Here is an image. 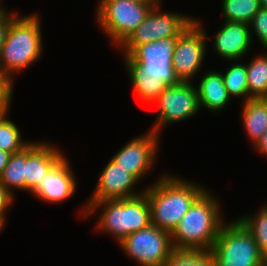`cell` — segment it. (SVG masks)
I'll return each mask as SVG.
<instances>
[{"mask_svg":"<svg viewBox=\"0 0 267 266\" xmlns=\"http://www.w3.org/2000/svg\"><path fill=\"white\" fill-rule=\"evenodd\" d=\"M207 32L196 19L178 36L172 67L180 82H191L200 70L207 50ZM206 49V50H205Z\"/></svg>","mask_w":267,"mask_h":266,"instance_id":"cell-10","label":"cell"},{"mask_svg":"<svg viewBox=\"0 0 267 266\" xmlns=\"http://www.w3.org/2000/svg\"><path fill=\"white\" fill-rule=\"evenodd\" d=\"M4 224H6L5 218L0 214V232L3 230Z\"/></svg>","mask_w":267,"mask_h":266,"instance_id":"cell-33","label":"cell"},{"mask_svg":"<svg viewBox=\"0 0 267 266\" xmlns=\"http://www.w3.org/2000/svg\"><path fill=\"white\" fill-rule=\"evenodd\" d=\"M263 99L267 102V93L265 94V96L263 97Z\"/></svg>","mask_w":267,"mask_h":266,"instance_id":"cell-36","label":"cell"},{"mask_svg":"<svg viewBox=\"0 0 267 266\" xmlns=\"http://www.w3.org/2000/svg\"><path fill=\"white\" fill-rule=\"evenodd\" d=\"M218 198L206 189L171 233L174 250L210 251L224 224Z\"/></svg>","mask_w":267,"mask_h":266,"instance_id":"cell-2","label":"cell"},{"mask_svg":"<svg viewBox=\"0 0 267 266\" xmlns=\"http://www.w3.org/2000/svg\"><path fill=\"white\" fill-rule=\"evenodd\" d=\"M118 245L141 266H163L174 251L171 233L152 224L128 235Z\"/></svg>","mask_w":267,"mask_h":266,"instance_id":"cell-9","label":"cell"},{"mask_svg":"<svg viewBox=\"0 0 267 266\" xmlns=\"http://www.w3.org/2000/svg\"><path fill=\"white\" fill-rule=\"evenodd\" d=\"M155 102L159 111L151 130L158 135L162 127L189 119L200 110L197 88L191 82L168 86Z\"/></svg>","mask_w":267,"mask_h":266,"instance_id":"cell-11","label":"cell"},{"mask_svg":"<svg viewBox=\"0 0 267 266\" xmlns=\"http://www.w3.org/2000/svg\"><path fill=\"white\" fill-rule=\"evenodd\" d=\"M259 1H260L261 8L267 9V0H259Z\"/></svg>","mask_w":267,"mask_h":266,"instance_id":"cell-34","label":"cell"},{"mask_svg":"<svg viewBox=\"0 0 267 266\" xmlns=\"http://www.w3.org/2000/svg\"><path fill=\"white\" fill-rule=\"evenodd\" d=\"M178 37L146 43L137 47L130 55L123 54L129 76L160 77L168 86L177 85L179 79L172 67V54Z\"/></svg>","mask_w":267,"mask_h":266,"instance_id":"cell-7","label":"cell"},{"mask_svg":"<svg viewBox=\"0 0 267 266\" xmlns=\"http://www.w3.org/2000/svg\"><path fill=\"white\" fill-rule=\"evenodd\" d=\"M14 195L10 194L1 184H0V214L5 218L6 211L13 204Z\"/></svg>","mask_w":267,"mask_h":266,"instance_id":"cell-30","label":"cell"},{"mask_svg":"<svg viewBox=\"0 0 267 266\" xmlns=\"http://www.w3.org/2000/svg\"><path fill=\"white\" fill-rule=\"evenodd\" d=\"M39 18L37 14L22 17L17 14L11 20L0 52L2 74L13 78L40 59L43 43Z\"/></svg>","mask_w":267,"mask_h":266,"instance_id":"cell-3","label":"cell"},{"mask_svg":"<svg viewBox=\"0 0 267 266\" xmlns=\"http://www.w3.org/2000/svg\"><path fill=\"white\" fill-rule=\"evenodd\" d=\"M136 95L144 102L151 104L168 87L160 77L129 76Z\"/></svg>","mask_w":267,"mask_h":266,"instance_id":"cell-25","label":"cell"},{"mask_svg":"<svg viewBox=\"0 0 267 266\" xmlns=\"http://www.w3.org/2000/svg\"><path fill=\"white\" fill-rule=\"evenodd\" d=\"M254 146V148L258 150L259 153L267 156V131L262 135V137L256 142Z\"/></svg>","mask_w":267,"mask_h":266,"instance_id":"cell-31","label":"cell"},{"mask_svg":"<svg viewBox=\"0 0 267 266\" xmlns=\"http://www.w3.org/2000/svg\"><path fill=\"white\" fill-rule=\"evenodd\" d=\"M160 0L100 1L96 7L97 23L119 47L145 20Z\"/></svg>","mask_w":267,"mask_h":266,"instance_id":"cell-6","label":"cell"},{"mask_svg":"<svg viewBox=\"0 0 267 266\" xmlns=\"http://www.w3.org/2000/svg\"><path fill=\"white\" fill-rule=\"evenodd\" d=\"M213 38L212 45L217 55L232 63L248 54L253 37L248 23L224 21Z\"/></svg>","mask_w":267,"mask_h":266,"instance_id":"cell-15","label":"cell"},{"mask_svg":"<svg viewBox=\"0 0 267 266\" xmlns=\"http://www.w3.org/2000/svg\"><path fill=\"white\" fill-rule=\"evenodd\" d=\"M250 31L251 37L252 32L255 33L256 37L258 38L261 46L267 49V9L261 8L254 16L253 20L251 21Z\"/></svg>","mask_w":267,"mask_h":266,"instance_id":"cell-28","label":"cell"},{"mask_svg":"<svg viewBox=\"0 0 267 266\" xmlns=\"http://www.w3.org/2000/svg\"><path fill=\"white\" fill-rule=\"evenodd\" d=\"M159 135L153 130L137 138H133L123 146L113 157L119 167L128 170L138 181L145 178L155 164L159 148Z\"/></svg>","mask_w":267,"mask_h":266,"instance_id":"cell-12","label":"cell"},{"mask_svg":"<svg viewBox=\"0 0 267 266\" xmlns=\"http://www.w3.org/2000/svg\"><path fill=\"white\" fill-rule=\"evenodd\" d=\"M60 148L46 142H31L26 147V191L32 192L41 178L64 156Z\"/></svg>","mask_w":267,"mask_h":266,"instance_id":"cell-16","label":"cell"},{"mask_svg":"<svg viewBox=\"0 0 267 266\" xmlns=\"http://www.w3.org/2000/svg\"><path fill=\"white\" fill-rule=\"evenodd\" d=\"M157 180L144 190L149 200L151 223L172 233L194 201L206 189L175 175L163 174Z\"/></svg>","mask_w":267,"mask_h":266,"instance_id":"cell-1","label":"cell"},{"mask_svg":"<svg viewBox=\"0 0 267 266\" xmlns=\"http://www.w3.org/2000/svg\"><path fill=\"white\" fill-rule=\"evenodd\" d=\"M25 176L26 148L18 153L11 154L8 164L0 176V184L12 195L14 189L26 191Z\"/></svg>","mask_w":267,"mask_h":266,"instance_id":"cell-19","label":"cell"},{"mask_svg":"<svg viewBox=\"0 0 267 266\" xmlns=\"http://www.w3.org/2000/svg\"><path fill=\"white\" fill-rule=\"evenodd\" d=\"M159 1L148 13L145 20L119 46L123 53L130 55L137 47L169 37H178L195 18L181 13L162 12Z\"/></svg>","mask_w":267,"mask_h":266,"instance_id":"cell-8","label":"cell"},{"mask_svg":"<svg viewBox=\"0 0 267 266\" xmlns=\"http://www.w3.org/2000/svg\"><path fill=\"white\" fill-rule=\"evenodd\" d=\"M65 155L41 178L31 192L38 199L48 203H61L73 196L76 180Z\"/></svg>","mask_w":267,"mask_h":266,"instance_id":"cell-14","label":"cell"},{"mask_svg":"<svg viewBox=\"0 0 267 266\" xmlns=\"http://www.w3.org/2000/svg\"><path fill=\"white\" fill-rule=\"evenodd\" d=\"M255 215H242L237 218L254 237L260 253L267 260V206H261Z\"/></svg>","mask_w":267,"mask_h":266,"instance_id":"cell-23","label":"cell"},{"mask_svg":"<svg viewBox=\"0 0 267 266\" xmlns=\"http://www.w3.org/2000/svg\"><path fill=\"white\" fill-rule=\"evenodd\" d=\"M163 266H215V264L208 251L174 250Z\"/></svg>","mask_w":267,"mask_h":266,"instance_id":"cell-26","label":"cell"},{"mask_svg":"<svg viewBox=\"0 0 267 266\" xmlns=\"http://www.w3.org/2000/svg\"><path fill=\"white\" fill-rule=\"evenodd\" d=\"M7 116L8 114L0 116V150L14 154L22 151L31 142L22 139L21 131Z\"/></svg>","mask_w":267,"mask_h":266,"instance_id":"cell-24","label":"cell"},{"mask_svg":"<svg viewBox=\"0 0 267 266\" xmlns=\"http://www.w3.org/2000/svg\"><path fill=\"white\" fill-rule=\"evenodd\" d=\"M209 252L215 266H267L254 237L238 219L222 225Z\"/></svg>","mask_w":267,"mask_h":266,"instance_id":"cell-5","label":"cell"},{"mask_svg":"<svg viewBox=\"0 0 267 266\" xmlns=\"http://www.w3.org/2000/svg\"><path fill=\"white\" fill-rule=\"evenodd\" d=\"M1 1L2 0H0V4L2 3ZM6 11H7L6 8L2 5H0V14L5 13Z\"/></svg>","mask_w":267,"mask_h":266,"instance_id":"cell-35","label":"cell"},{"mask_svg":"<svg viewBox=\"0 0 267 266\" xmlns=\"http://www.w3.org/2000/svg\"><path fill=\"white\" fill-rule=\"evenodd\" d=\"M227 70L222 72L224 86L230 97H243V101L249 100V89L247 83V68L241 61H233ZM245 97V98H244Z\"/></svg>","mask_w":267,"mask_h":266,"instance_id":"cell-21","label":"cell"},{"mask_svg":"<svg viewBox=\"0 0 267 266\" xmlns=\"http://www.w3.org/2000/svg\"><path fill=\"white\" fill-rule=\"evenodd\" d=\"M139 181L114 161L110 160L100 173L97 185L90 200L83 207L82 216L86 218L87 209L95 202L103 200L128 199L139 196L144 191L137 192L135 186ZM135 190V191H133Z\"/></svg>","mask_w":267,"mask_h":266,"instance_id":"cell-13","label":"cell"},{"mask_svg":"<svg viewBox=\"0 0 267 266\" xmlns=\"http://www.w3.org/2000/svg\"><path fill=\"white\" fill-rule=\"evenodd\" d=\"M242 124L249 139L256 142L267 131V102L263 98L249 99L242 106Z\"/></svg>","mask_w":267,"mask_h":266,"instance_id":"cell-18","label":"cell"},{"mask_svg":"<svg viewBox=\"0 0 267 266\" xmlns=\"http://www.w3.org/2000/svg\"><path fill=\"white\" fill-rule=\"evenodd\" d=\"M8 11L9 10L7 9L5 13L0 14V52H1V48L4 45L6 34L10 26V22L18 14L15 12L12 13Z\"/></svg>","mask_w":267,"mask_h":266,"instance_id":"cell-29","label":"cell"},{"mask_svg":"<svg viewBox=\"0 0 267 266\" xmlns=\"http://www.w3.org/2000/svg\"><path fill=\"white\" fill-rule=\"evenodd\" d=\"M197 88L199 107L207 108L211 112L223 110L231 100L222 78L218 71L206 72L202 75Z\"/></svg>","mask_w":267,"mask_h":266,"instance_id":"cell-17","label":"cell"},{"mask_svg":"<svg viewBox=\"0 0 267 266\" xmlns=\"http://www.w3.org/2000/svg\"><path fill=\"white\" fill-rule=\"evenodd\" d=\"M224 21L250 24L261 9L259 0H222Z\"/></svg>","mask_w":267,"mask_h":266,"instance_id":"cell-22","label":"cell"},{"mask_svg":"<svg viewBox=\"0 0 267 266\" xmlns=\"http://www.w3.org/2000/svg\"><path fill=\"white\" fill-rule=\"evenodd\" d=\"M10 156H11L10 153H7L5 151L0 150V176H1L4 168L8 164Z\"/></svg>","mask_w":267,"mask_h":266,"instance_id":"cell-32","label":"cell"},{"mask_svg":"<svg viewBox=\"0 0 267 266\" xmlns=\"http://www.w3.org/2000/svg\"><path fill=\"white\" fill-rule=\"evenodd\" d=\"M265 52L246 64L249 99L263 98L267 93V49Z\"/></svg>","mask_w":267,"mask_h":266,"instance_id":"cell-20","label":"cell"},{"mask_svg":"<svg viewBox=\"0 0 267 266\" xmlns=\"http://www.w3.org/2000/svg\"><path fill=\"white\" fill-rule=\"evenodd\" d=\"M99 208L102 214L95 226L96 230L111 234L118 244L133 232L152 224L149 200L145 193L128 199L95 202L87 209L86 218L97 213Z\"/></svg>","mask_w":267,"mask_h":266,"instance_id":"cell-4","label":"cell"},{"mask_svg":"<svg viewBox=\"0 0 267 266\" xmlns=\"http://www.w3.org/2000/svg\"><path fill=\"white\" fill-rule=\"evenodd\" d=\"M14 78L0 72V116L9 114L13 98Z\"/></svg>","mask_w":267,"mask_h":266,"instance_id":"cell-27","label":"cell"}]
</instances>
